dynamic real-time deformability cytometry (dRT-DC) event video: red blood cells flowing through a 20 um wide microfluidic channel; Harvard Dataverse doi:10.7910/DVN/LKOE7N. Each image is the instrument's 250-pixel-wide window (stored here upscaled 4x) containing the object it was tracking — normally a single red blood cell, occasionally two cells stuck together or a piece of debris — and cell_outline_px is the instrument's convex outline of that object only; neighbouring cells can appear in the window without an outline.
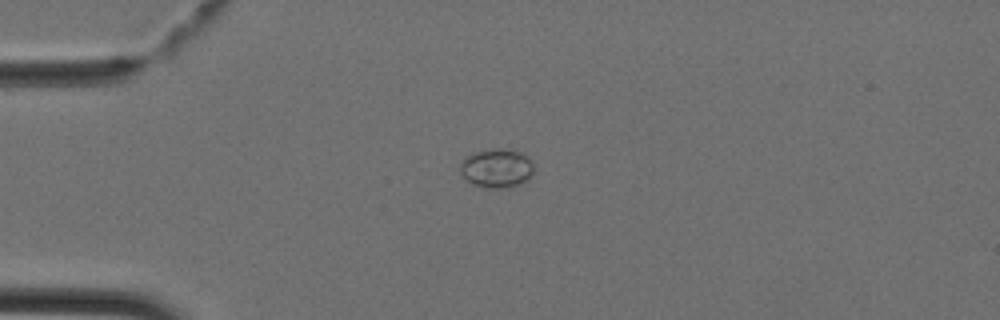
{"species": "Egyptian fruit bat (a non-hibernating species)", "species_latin": "Rousettus aegyptiacus", "temperature_condition": "cold", "stored_images_in_passage": 35, "camera_frame_rate_fps": 3000, "um_per_image_px": 0.085, "animal": {"sex": "female"}, "frame": {"image": 1, "passage_image": 2, "time_ms": 0.333, "image_size_px": [1000, 320], "cell_outline_px": [[532, 172], [528, 180], [524, 184], [508, 188], [488, 188], [472, 184], [460, 172], [460, 164], [464, 156], [472, 152], [496, 148], [500, 148], [520, 152], [532, 164]], "centroid_in_image_um": [42.18, 14.31], "position_along_channel_um": 42.8, "area_um2": 16.76}}
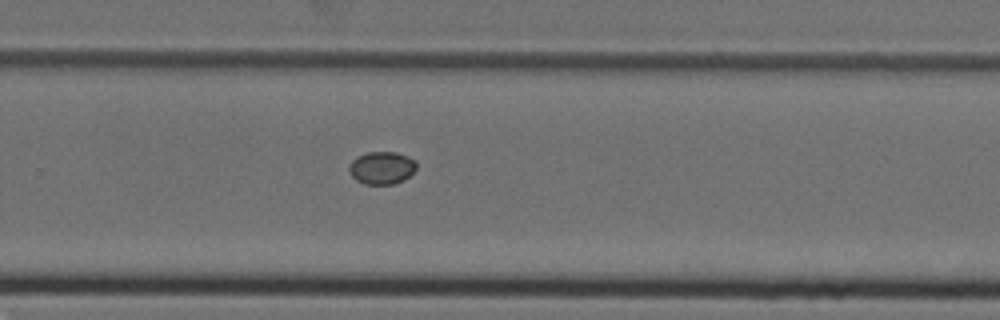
{"frame": {"image": 2, "passage_image": 20, "time_ms": 6.333, "image_size_px": [1000, 320], "cell_outline_px": [[416, 168], [404, 180], [392, 184], [364, 184], [356, 180], [352, 176], [348, 168], [352, 160], [356, 156], [368, 152], [396, 152], [408, 156], [416, 160]], "centroid_in_image_um": [32.44, 14.26], "position_along_channel_um": 297.4, "area_um2": 12.83}}
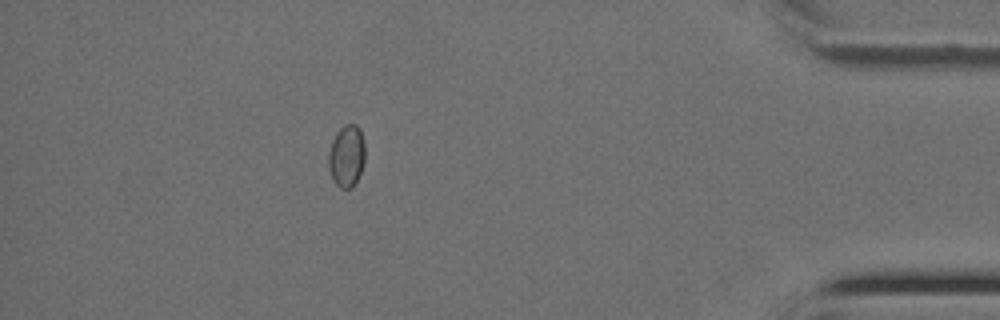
{"frame": {"image": 3, "passage_image": 30, "time_ms": 9.667, "image_size_px": [1000, 320], "cell_outline_px": [[364, 160], [360, 172], [352, 188], [340, 188], [332, 180], [328, 168], [328, 152], [332, 140], [336, 132], [344, 124], [356, 124], [360, 128], [364, 144]], "centroid_in_image_um": [29.43, 13.24], "position_along_channel_um": 405.8, "area_um2": 13.29}}